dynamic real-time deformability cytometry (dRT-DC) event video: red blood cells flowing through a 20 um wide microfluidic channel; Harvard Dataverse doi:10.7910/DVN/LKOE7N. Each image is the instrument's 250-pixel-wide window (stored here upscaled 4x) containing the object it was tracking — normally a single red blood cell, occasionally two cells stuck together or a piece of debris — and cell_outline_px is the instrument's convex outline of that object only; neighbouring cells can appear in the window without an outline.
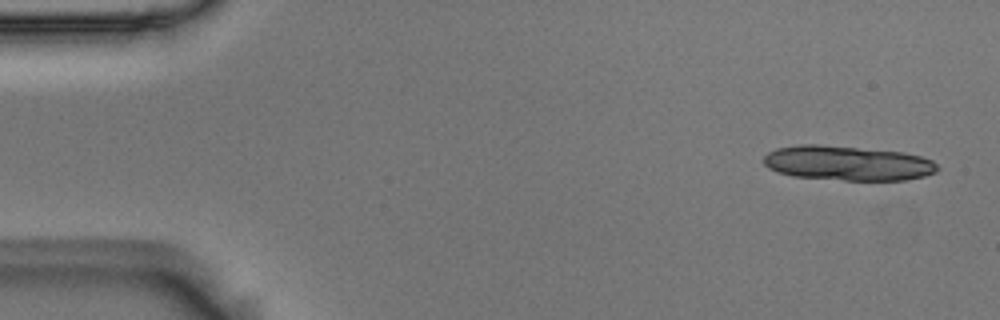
{"species": "Egyptian fruit bat (a non-hibernating species)", "species_latin": "Rousettus aegyptiacus", "temperature_condition": "room temperature", "stored_images_in_passage": 4, "camera_frame_rate_fps": 3000, "um_per_image_px": 0.085, "animal": {"sex": "male"}, "frame": {"image": 1, "passage_image": 1, "time_ms": 0.0, "image_size_px": [1000, 320], "cell_outline_px": [[940, 168], [936, 172], [924, 176], [904, 180], [844, 180], [792, 176], [768, 168], [764, 164], [764, 156], [768, 152], [776, 148], [800, 144], [820, 144], [904, 152], [920, 156], [932, 160]], "centroid_in_image_um": [72.05, 13.86], "position_along_channel_um": 13.0, "area_um2": 35.2}}